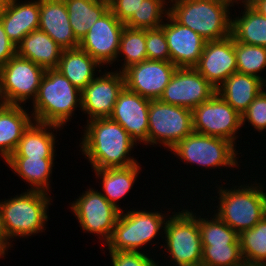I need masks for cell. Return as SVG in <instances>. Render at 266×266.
<instances>
[{
  "label": "cell",
  "mask_w": 266,
  "mask_h": 266,
  "mask_svg": "<svg viewBox=\"0 0 266 266\" xmlns=\"http://www.w3.org/2000/svg\"><path fill=\"white\" fill-rule=\"evenodd\" d=\"M85 128L80 150L93 169L128 167L138 163L129 154L137 143L111 118L89 120Z\"/></svg>",
  "instance_id": "obj_1"
},
{
  "label": "cell",
  "mask_w": 266,
  "mask_h": 266,
  "mask_svg": "<svg viewBox=\"0 0 266 266\" xmlns=\"http://www.w3.org/2000/svg\"><path fill=\"white\" fill-rule=\"evenodd\" d=\"M31 103V116L35 122L63 127L71 121L73 111L81 108V91L59 70L48 69Z\"/></svg>",
  "instance_id": "obj_2"
},
{
  "label": "cell",
  "mask_w": 266,
  "mask_h": 266,
  "mask_svg": "<svg viewBox=\"0 0 266 266\" xmlns=\"http://www.w3.org/2000/svg\"><path fill=\"white\" fill-rule=\"evenodd\" d=\"M169 14L206 41L231 35L230 9L222 0H168Z\"/></svg>",
  "instance_id": "obj_3"
},
{
  "label": "cell",
  "mask_w": 266,
  "mask_h": 266,
  "mask_svg": "<svg viewBox=\"0 0 266 266\" xmlns=\"http://www.w3.org/2000/svg\"><path fill=\"white\" fill-rule=\"evenodd\" d=\"M231 189L219 186V202L216 215L238 234L253 228L266 216V192L264 185L253 182ZM226 188V189H225ZM237 188V189H236Z\"/></svg>",
  "instance_id": "obj_4"
},
{
  "label": "cell",
  "mask_w": 266,
  "mask_h": 266,
  "mask_svg": "<svg viewBox=\"0 0 266 266\" xmlns=\"http://www.w3.org/2000/svg\"><path fill=\"white\" fill-rule=\"evenodd\" d=\"M10 197V199L0 200V209L8 238H27L46 230L49 215L48 205L52 199L49 194L42 191L30 190Z\"/></svg>",
  "instance_id": "obj_5"
},
{
  "label": "cell",
  "mask_w": 266,
  "mask_h": 266,
  "mask_svg": "<svg viewBox=\"0 0 266 266\" xmlns=\"http://www.w3.org/2000/svg\"><path fill=\"white\" fill-rule=\"evenodd\" d=\"M119 214L112 236L106 243L109 251L141 252L139 249L149 244L164 230L165 222L169 216L162 212H147L128 210ZM153 239V240H152Z\"/></svg>",
  "instance_id": "obj_6"
},
{
  "label": "cell",
  "mask_w": 266,
  "mask_h": 266,
  "mask_svg": "<svg viewBox=\"0 0 266 266\" xmlns=\"http://www.w3.org/2000/svg\"><path fill=\"white\" fill-rule=\"evenodd\" d=\"M165 222V245L173 265L202 262L201 232L198 226V215L192 210L184 209L172 212Z\"/></svg>",
  "instance_id": "obj_7"
},
{
  "label": "cell",
  "mask_w": 266,
  "mask_h": 266,
  "mask_svg": "<svg viewBox=\"0 0 266 266\" xmlns=\"http://www.w3.org/2000/svg\"><path fill=\"white\" fill-rule=\"evenodd\" d=\"M169 151L182 162L209 169L235 168L238 165L236 145L226 139L191 132ZM235 166V167H234Z\"/></svg>",
  "instance_id": "obj_8"
},
{
  "label": "cell",
  "mask_w": 266,
  "mask_h": 266,
  "mask_svg": "<svg viewBox=\"0 0 266 266\" xmlns=\"http://www.w3.org/2000/svg\"><path fill=\"white\" fill-rule=\"evenodd\" d=\"M149 145L162 144L172 149L193 132L192 110L151 100L148 113Z\"/></svg>",
  "instance_id": "obj_9"
},
{
  "label": "cell",
  "mask_w": 266,
  "mask_h": 266,
  "mask_svg": "<svg viewBox=\"0 0 266 266\" xmlns=\"http://www.w3.org/2000/svg\"><path fill=\"white\" fill-rule=\"evenodd\" d=\"M45 69L15 55L0 67V90L4 104L23 105L36 98Z\"/></svg>",
  "instance_id": "obj_10"
},
{
  "label": "cell",
  "mask_w": 266,
  "mask_h": 266,
  "mask_svg": "<svg viewBox=\"0 0 266 266\" xmlns=\"http://www.w3.org/2000/svg\"><path fill=\"white\" fill-rule=\"evenodd\" d=\"M193 131L236 144L242 116L217 92L192 110Z\"/></svg>",
  "instance_id": "obj_11"
},
{
  "label": "cell",
  "mask_w": 266,
  "mask_h": 266,
  "mask_svg": "<svg viewBox=\"0 0 266 266\" xmlns=\"http://www.w3.org/2000/svg\"><path fill=\"white\" fill-rule=\"evenodd\" d=\"M70 206L85 233L99 235L98 238L101 236L104 244L110 240L121 211L112 205L102 192L89 188L71 202Z\"/></svg>",
  "instance_id": "obj_12"
},
{
  "label": "cell",
  "mask_w": 266,
  "mask_h": 266,
  "mask_svg": "<svg viewBox=\"0 0 266 266\" xmlns=\"http://www.w3.org/2000/svg\"><path fill=\"white\" fill-rule=\"evenodd\" d=\"M125 24L109 9L89 28L79 42V48L87 52L101 66L118 62L121 33Z\"/></svg>",
  "instance_id": "obj_13"
},
{
  "label": "cell",
  "mask_w": 266,
  "mask_h": 266,
  "mask_svg": "<svg viewBox=\"0 0 266 266\" xmlns=\"http://www.w3.org/2000/svg\"><path fill=\"white\" fill-rule=\"evenodd\" d=\"M215 93L216 89L194 67L177 68L159 100L193 110Z\"/></svg>",
  "instance_id": "obj_14"
},
{
  "label": "cell",
  "mask_w": 266,
  "mask_h": 266,
  "mask_svg": "<svg viewBox=\"0 0 266 266\" xmlns=\"http://www.w3.org/2000/svg\"><path fill=\"white\" fill-rule=\"evenodd\" d=\"M103 74V75H102ZM81 91V109L88 120L110 118L118 95L125 87L122 72H102ZM90 118V119H89Z\"/></svg>",
  "instance_id": "obj_15"
},
{
  "label": "cell",
  "mask_w": 266,
  "mask_h": 266,
  "mask_svg": "<svg viewBox=\"0 0 266 266\" xmlns=\"http://www.w3.org/2000/svg\"><path fill=\"white\" fill-rule=\"evenodd\" d=\"M177 67L171 61L145 60L122 73L125 87L149 100H158Z\"/></svg>",
  "instance_id": "obj_16"
},
{
  "label": "cell",
  "mask_w": 266,
  "mask_h": 266,
  "mask_svg": "<svg viewBox=\"0 0 266 266\" xmlns=\"http://www.w3.org/2000/svg\"><path fill=\"white\" fill-rule=\"evenodd\" d=\"M151 100L126 87L118 95L110 118L120 124L136 143L149 144L148 113Z\"/></svg>",
  "instance_id": "obj_17"
},
{
  "label": "cell",
  "mask_w": 266,
  "mask_h": 266,
  "mask_svg": "<svg viewBox=\"0 0 266 266\" xmlns=\"http://www.w3.org/2000/svg\"><path fill=\"white\" fill-rule=\"evenodd\" d=\"M194 68L217 89L231 74L237 72L234 38L230 35L222 40L207 41Z\"/></svg>",
  "instance_id": "obj_18"
},
{
  "label": "cell",
  "mask_w": 266,
  "mask_h": 266,
  "mask_svg": "<svg viewBox=\"0 0 266 266\" xmlns=\"http://www.w3.org/2000/svg\"><path fill=\"white\" fill-rule=\"evenodd\" d=\"M163 31L170 52V61L177 68L195 67L204 50L206 40L190 28L167 15Z\"/></svg>",
  "instance_id": "obj_19"
},
{
  "label": "cell",
  "mask_w": 266,
  "mask_h": 266,
  "mask_svg": "<svg viewBox=\"0 0 266 266\" xmlns=\"http://www.w3.org/2000/svg\"><path fill=\"white\" fill-rule=\"evenodd\" d=\"M0 21L8 38L17 47L26 35L39 28L40 0L21 3L19 0H8Z\"/></svg>",
  "instance_id": "obj_20"
},
{
  "label": "cell",
  "mask_w": 266,
  "mask_h": 266,
  "mask_svg": "<svg viewBox=\"0 0 266 266\" xmlns=\"http://www.w3.org/2000/svg\"><path fill=\"white\" fill-rule=\"evenodd\" d=\"M38 29L49 35L63 50L79 48L63 0H40Z\"/></svg>",
  "instance_id": "obj_21"
},
{
  "label": "cell",
  "mask_w": 266,
  "mask_h": 266,
  "mask_svg": "<svg viewBox=\"0 0 266 266\" xmlns=\"http://www.w3.org/2000/svg\"><path fill=\"white\" fill-rule=\"evenodd\" d=\"M22 105L0 106V157L5 161L13 154L23 132L34 121Z\"/></svg>",
  "instance_id": "obj_22"
},
{
  "label": "cell",
  "mask_w": 266,
  "mask_h": 266,
  "mask_svg": "<svg viewBox=\"0 0 266 266\" xmlns=\"http://www.w3.org/2000/svg\"><path fill=\"white\" fill-rule=\"evenodd\" d=\"M51 129L57 132V130L63 128L33 121L23 132L15 152L9 157L55 158V144L57 141H55L56 135Z\"/></svg>",
  "instance_id": "obj_23"
},
{
  "label": "cell",
  "mask_w": 266,
  "mask_h": 266,
  "mask_svg": "<svg viewBox=\"0 0 266 266\" xmlns=\"http://www.w3.org/2000/svg\"><path fill=\"white\" fill-rule=\"evenodd\" d=\"M263 87L266 86L260 78L236 72L231 74L216 92L242 115Z\"/></svg>",
  "instance_id": "obj_24"
},
{
  "label": "cell",
  "mask_w": 266,
  "mask_h": 266,
  "mask_svg": "<svg viewBox=\"0 0 266 266\" xmlns=\"http://www.w3.org/2000/svg\"><path fill=\"white\" fill-rule=\"evenodd\" d=\"M63 49L45 32L34 30L17 46V55L45 70L57 69Z\"/></svg>",
  "instance_id": "obj_25"
},
{
  "label": "cell",
  "mask_w": 266,
  "mask_h": 266,
  "mask_svg": "<svg viewBox=\"0 0 266 266\" xmlns=\"http://www.w3.org/2000/svg\"><path fill=\"white\" fill-rule=\"evenodd\" d=\"M101 65L80 48L63 50L57 70H59L76 88L82 91L99 73Z\"/></svg>",
  "instance_id": "obj_26"
},
{
  "label": "cell",
  "mask_w": 266,
  "mask_h": 266,
  "mask_svg": "<svg viewBox=\"0 0 266 266\" xmlns=\"http://www.w3.org/2000/svg\"><path fill=\"white\" fill-rule=\"evenodd\" d=\"M54 158L8 157L5 163L22 180L31 186L30 190L48 193Z\"/></svg>",
  "instance_id": "obj_27"
},
{
  "label": "cell",
  "mask_w": 266,
  "mask_h": 266,
  "mask_svg": "<svg viewBox=\"0 0 266 266\" xmlns=\"http://www.w3.org/2000/svg\"><path fill=\"white\" fill-rule=\"evenodd\" d=\"M140 167L137 163L128 167L93 169L96 175L95 178L102 179V191H104L102 195L120 211L122 209L116 202L125 197L133 188L140 173Z\"/></svg>",
  "instance_id": "obj_28"
},
{
  "label": "cell",
  "mask_w": 266,
  "mask_h": 266,
  "mask_svg": "<svg viewBox=\"0 0 266 266\" xmlns=\"http://www.w3.org/2000/svg\"><path fill=\"white\" fill-rule=\"evenodd\" d=\"M75 38L80 42L89 28L109 10V0H63Z\"/></svg>",
  "instance_id": "obj_29"
},
{
  "label": "cell",
  "mask_w": 266,
  "mask_h": 266,
  "mask_svg": "<svg viewBox=\"0 0 266 266\" xmlns=\"http://www.w3.org/2000/svg\"><path fill=\"white\" fill-rule=\"evenodd\" d=\"M238 17L231 18V36L235 41L266 47V17L254 8H244Z\"/></svg>",
  "instance_id": "obj_30"
},
{
  "label": "cell",
  "mask_w": 266,
  "mask_h": 266,
  "mask_svg": "<svg viewBox=\"0 0 266 266\" xmlns=\"http://www.w3.org/2000/svg\"><path fill=\"white\" fill-rule=\"evenodd\" d=\"M119 55L124 58L122 68L118 70L119 72H123L129 66L147 60L146 30L125 26L120 37L118 57Z\"/></svg>",
  "instance_id": "obj_31"
},
{
  "label": "cell",
  "mask_w": 266,
  "mask_h": 266,
  "mask_svg": "<svg viewBox=\"0 0 266 266\" xmlns=\"http://www.w3.org/2000/svg\"><path fill=\"white\" fill-rule=\"evenodd\" d=\"M168 3L167 0H143L137 13L124 23L125 26L145 30L161 27L169 14V7L165 8Z\"/></svg>",
  "instance_id": "obj_32"
},
{
  "label": "cell",
  "mask_w": 266,
  "mask_h": 266,
  "mask_svg": "<svg viewBox=\"0 0 266 266\" xmlns=\"http://www.w3.org/2000/svg\"><path fill=\"white\" fill-rule=\"evenodd\" d=\"M212 217L209 220L198 215L202 246L240 244L239 234L236 231L224 223L215 213Z\"/></svg>",
  "instance_id": "obj_33"
},
{
  "label": "cell",
  "mask_w": 266,
  "mask_h": 266,
  "mask_svg": "<svg viewBox=\"0 0 266 266\" xmlns=\"http://www.w3.org/2000/svg\"><path fill=\"white\" fill-rule=\"evenodd\" d=\"M237 72L260 78L264 83L266 79L259 72L266 69V47L247 45L234 40Z\"/></svg>",
  "instance_id": "obj_34"
},
{
  "label": "cell",
  "mask_w": 266,
  "mask_h": 266,
  "mask_svg": "<svg viewBox=\"0 0 266 266\" xmlns=\"http://www.w3.org/2000/svg\"><path fill=\"white\" fill-rule=\"evenodd\" d=\"M243 259L266 262V216L253 228L239 234Z\"/></svg>",
  "instance_id": "obj_35"
},
{
  "label": "cell",
  "mask_w": 266,
  "mask_h": 266,
  "mask_svg": "<svg viewBox=\"0 0 266 266\" xmlns=\"http://www.w3.org/2000/svg\"><path fill=\"white\" fill-rule=\"evenodd\" d=\"M205 266H239L242 262L240 244L202 246Z\"/></svg>",
  "instance_id": "obj_36"
},
{
  "label": "cell",
  "mask_w": 266,
  "mask_h": 266,
  "mask_svg": "<svg viewBox=\"0 0 266 266\" xmlns=\"http://www.w3.org/2000/svg\"><path fill=\"white\" fill-rule=\"evenodd\" d=\"M146 52L148 60L170 61L163 25L159 28L146 29Z\"/></svg>",
  "instance_id": "obj_37"
},
{
  "label": "cell",
  "mask_w": 266,
  "mask_h": 266,
  "mask_svg": "<svg viewBox=\"0 0 266 266\" xmlns=\"http://www.w3.org/2000/svg\"><path fill=\"white\" fill-rule=\"evenodd\" d=\"M241 116L243 126L247 121L259 133L266 130V89L259 93Z\"/></svg>",
  "instance_id": "obj_38"
},
{
  "label": "cell",
  "mask_w": 266,
  "mask_h": 266,
  "mask_svg": "<svg viewBox=\"0 0 266 266\" xmlns=\"http://www.w3.org/2000/svg\"><path fill=\"white\" fill-rule=\"evenodd\" d=\"M128 251H109L112 266H159L148 254Z\"/></svg>",
  "instance_id": "obj_39"
},
{
  "label": "cell",
  "mask_w": 266,
  "mask_h": 266,
  "mask_svg": "<svg viewBox=\"0 0 266 266\" xmlns=\"http://www.w3.org/2000/svg\"><path fill=\"white\" fill-rule=\"evenodd\" d=\"M143 0H109V9L114 16L125 23L134 13H137Z\"/></svg>",
  "instance_id": "obj_40"
},
{
  "label": "cell",
  "mask_w": 266,
  "mask_h": 266,
  "mask_svg": "<svg viewBox=\"0 0 266 266\" xmlns=\"http://www.w3.org/2000/svg\"><path fill=\"white\" fill-rule=\"evenodd\" d=\"M17 55V47L8 38L3 24L0 21V67Z\"/></svg>",
  "instance_id": "obj_41"
},
{
  "label": "cell",
  "mask_w": 266,
  "mask_h": 266,
  "mask_svg": "<svg viewBox=\"0 0 266 266\" xmlns=\"http://www.w3.org/2000/svg\"><path fill=\"white\" fill-rule=\"evenodd\" d=\"M0 245L8 252L9 249L7 248H11L13 245L10 241V239L8 238V235L6 233L5 230V226H4V222H3V217H2V212L0 209Z\"/></svg>",
  "instance_id": "obj_42"
},
{
  "label": "cell",
  "mask_w": 266,
  "mask_h": 266,
  "mask_svg": "<svg viewBox=\"0 0 266 266\" xmlns=\"http://www.w3.org/2000/svg\"><path fill=\"white\" fill-rule=\"evenodd\" d=\"M226 6L230 9V7L234 6L235 3L239 4L241 1V3H243L242 6H244V8H253L255 5H257L261 0H222Z\"/></svg>",
  "instance_id": "obj_43"
},
{
  "label": "cell",
  "mask_w": 266,
  "mask_h": 266,
  "mask_svg": "<svg viewBox=\"0 0 266 266\" xmlns=\"http://www.w3.org/2000/svg\"><path fill=\"white\" fill-rule=\"evenodd\" d=\"M239 266H266V262L251 261L247 259H242V262Z\"/></svg>",
  "instance_id": "obj_44"
},
{
  "label": "cell",
  "mask_w": 266,
  "mask_h": 266,
  "mask_svg": "<svg viewBox=\"0 0 266 266\" xmlns=\"http://www.w3.org/2000/svg\"><path fill=\"white\" fill-rule=\"evenodd\" d=\"M257 10L261 15L266 17V0H261L257 5L253 7Z\"/></svg>",
  "instance_id": "obj_45"
},
{
  "label": "cell",
  "mask_w": 266,
  "mask_h": 266,
  "mask_svg": "<svg viewBox=\"0 0 266 266\" xmlns=\"http://www.w3.org/2000/svg\"><path fill=\"white\" fill-rule=\"evenodd\" d=\"M8 0H0V20L3 17V13L5 10V7L7 5Z\"/></svg>",
  "instance_id": "obj_46"
},
{
  "label": "cell",
  "mask_w": 266,
  "mask_h": 266,
  "mask_svg": "<svg viewBox=\"0 0 266 266\" xmlns=\"http://www.w3.org/2000/svg\"><path fill=\"white\" fill-rule=\"evenodd\" d=\"M175 266H205V265L202 262H197V263L176 264Z\"/></svg>",
  "instance_id": "obj_47"
},
{
  "label": "cell",
  "mask_w": 266,
  "mask_h": 266,
  "mask_svg": "<svg viewBox=\"0 0 266 266\" xmlns=\"http://www.w3.org/2000/svg\"><path fill=\"white\" fill-rule=\"evenodd\" d=\"M6 250L0 245V258L5 257L4 255H6Z\"/></svg>",
  "instance_id": "obj_48"
},
{
  "label": "cell",
  "mask_w": 266,
  "mask_h": 266,
  "mask_svg": "<svg viewBox=\"0 0 266 266\" xmlns=\"http://www.w3.org/2000/svg\"><path fill=\"white\" fill-rule=\"evenodd\" d=\"M4 104V100L1 94V90H0V106H2Z\"/></svg>",
  "instance_id": "obj_49"
}]
</instances>
